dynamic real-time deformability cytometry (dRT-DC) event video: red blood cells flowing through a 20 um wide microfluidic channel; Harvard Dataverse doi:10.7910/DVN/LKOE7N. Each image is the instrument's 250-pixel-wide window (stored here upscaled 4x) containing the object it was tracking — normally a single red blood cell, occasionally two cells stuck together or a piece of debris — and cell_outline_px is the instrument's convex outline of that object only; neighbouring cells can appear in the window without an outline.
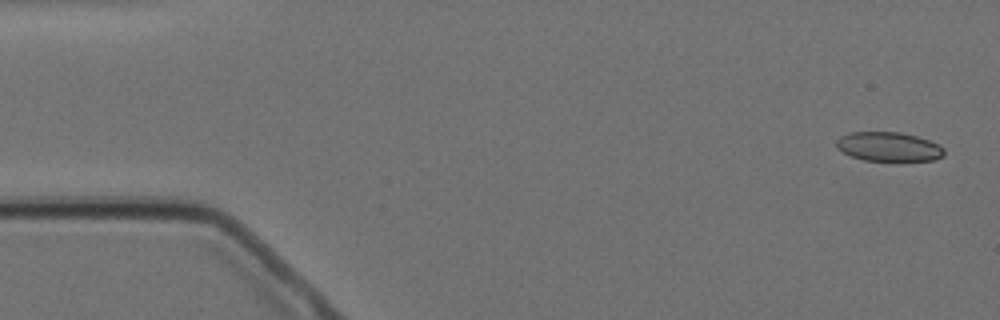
{"species": "Egyptian fruit bat (a non-hibernating species)", "species_latin": "Rousettus aegyptiacus", "temperature_condition": "cold", "stored_images_in_passage": 4, "camera_frame_rate_fps": 3000, "um_per_image_px": 0.085, "animal": {"sex": "female"}, "frame": {"image": 1, "passage_image": 1, "time_ms": 0.0, "image_size_px": [1000, 320], "cell_outline_px": [[944, 156], [936, 160], [864, 160], [852, 156], [836, 148], [836, 140], [840, 136], [848, 132], [900, 132], [916, 136], [940, 144], [944, 148]], "centroid_in_image_um": [75.54, 12.46], "position_along_channel_um": 9.5, "area_um2": 18.32}}
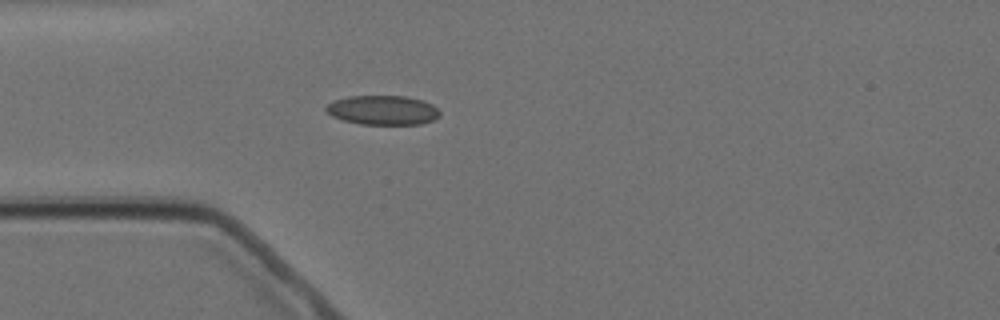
{"frame": {"image": 2, "passage_image": 4, "time_ms": 4.333, "image_size_px": [1000, 320], "cell_outline_px": [[440, 116], [432, 120], [420, 124], [360, 124], [344, 120], [332, 116], [324, 108], [332, 100], [348, 96], [404, 96], [424, 100], [432, 104], [440, 112]], "centroid_in_image_um": [32.53, 9.35], "position_along_channel_um": 52.5, "area_um2": 19.48}}